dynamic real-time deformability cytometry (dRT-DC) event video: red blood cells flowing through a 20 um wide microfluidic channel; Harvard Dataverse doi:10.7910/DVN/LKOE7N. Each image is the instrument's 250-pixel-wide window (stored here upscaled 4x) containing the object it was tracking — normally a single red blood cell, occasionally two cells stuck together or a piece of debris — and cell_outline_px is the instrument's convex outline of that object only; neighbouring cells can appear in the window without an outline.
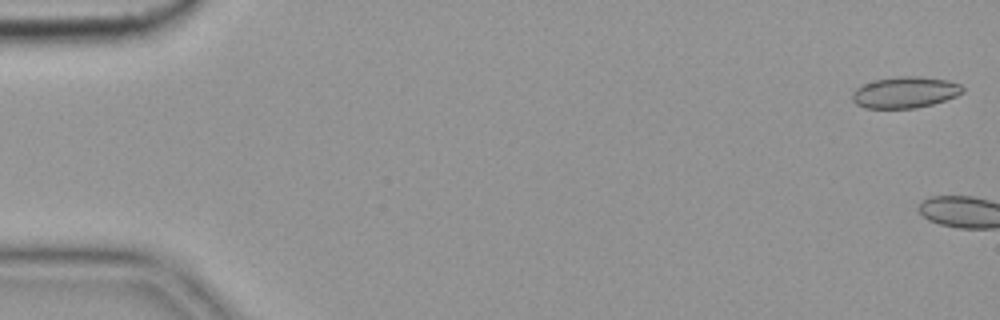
{"species": "common noctule bat (a hibernating species)", "species_latin": "Nyctalus noctula", "temperature_condition": "cold", "stored_images_in_passage": 4, "camera_frame_rate_fps": 3000, "um_per_image_px": 0.085, "animal": {"sex": "female", "body_mass_g": 19.9}, "frame": {"image": 1, "passage_image": 1, "time_ms": 0.0, "image_size_px": [1000, 320], "cell_outline_px": [[964, 92], [956, 96], [932, 104], [916, 108], [864, 108], [856, 104], [852, 100], [852, 92], [856, 88], [864, 84], [876, 80], [900, 76], [916, 76], [948, 80], [960, 84], [964, 88]], "centroid_in_image_um": [76.93, 7.85], "position_along_channel_um": 8.1, "area_um2": 20.06}}